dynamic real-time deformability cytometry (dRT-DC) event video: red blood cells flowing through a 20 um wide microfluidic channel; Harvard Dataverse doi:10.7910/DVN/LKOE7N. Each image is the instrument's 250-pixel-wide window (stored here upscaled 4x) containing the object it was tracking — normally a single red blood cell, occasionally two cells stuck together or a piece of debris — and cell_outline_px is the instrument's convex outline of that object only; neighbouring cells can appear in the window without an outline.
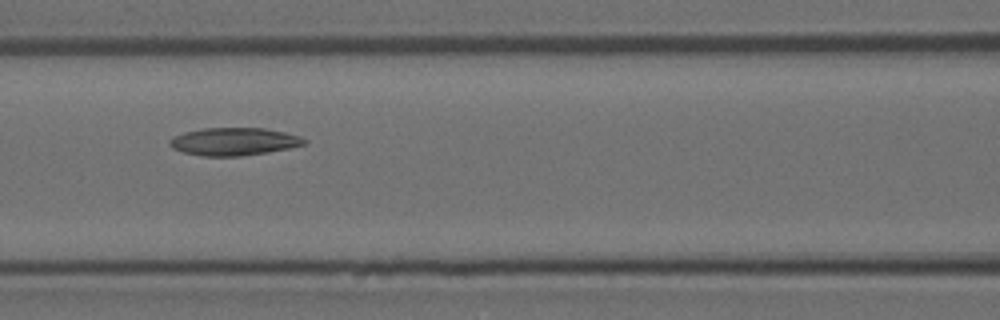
{"species": "Egyptian fruit bat (a non-hibernating species)", "species_latin": "Rousettus aegyptiacus", "temperature_condition": "room temperature", "stored_images_in_passage": 12, "camera_frame_rate_fps": 3000, "um_per_image_px": 0.085, "animal": {"sex": "female"}, "frame": {"image": 1, "passage_image": 4, "time_ms": 1.0, "image_size_px": [1000, 320], "cell_outline_px": [[308, 144], [268, 152], [240, 156], [204, 156], [184, 152], [172, 148], [168, 144], [168, 140], [172, 136], [184, 132], [204, 128], [264, 128], [284, 132], [300, 136], [308, 140]], "centroid_in_image_um": [19.88, 12.03], "position_along_channel_um": 146.7, "area_um2": 21.85}}
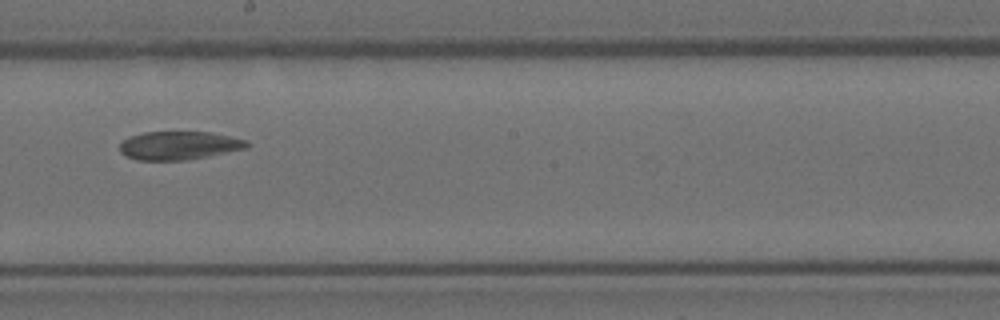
{"frame": {"image": 2, "passage_image": 6, "time_ms": 1.667, "image_size_px": [1000, 320], "cell_outline_px": [[248, 148], [188, 160], [136, 160], [120, 152], [120, 144], [128, 136], [144, 132], [212, 132], [248, 140]], "centroid_in_image_um": [15.23, 12.36], "position_along_channel_um": 233.0, "area_um2": 21.1}}
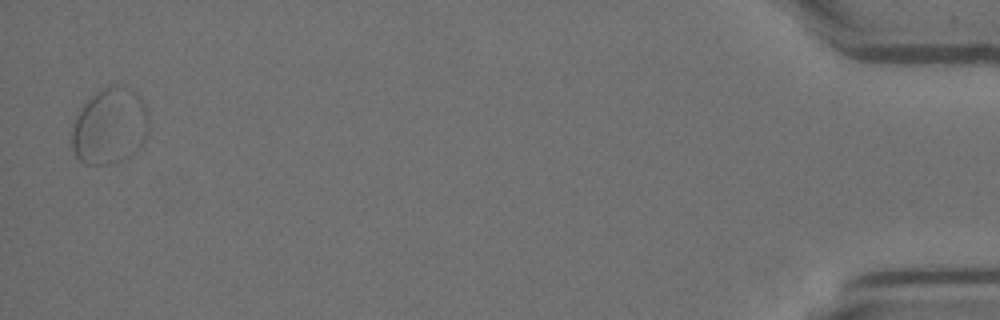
{"frame": {"image": 3, "passage_image": 12, "time_ms": 3.667, "image_size_px": [1000, 320], "cell_outline_px": [[148, 132], [144, 140], [124, 160], [108, 164], [88, 164], [80, 160], [76, 156], [72, 148], [72, 128], [84, 104], [96, 92], [104, 88], [116, 84], [124, 84], [144, 104], [148, 116]], "centroid_in_image_um": [9.33, 10.73], "position_along_channel_um": 425.9, "area_um2": 33.52}}